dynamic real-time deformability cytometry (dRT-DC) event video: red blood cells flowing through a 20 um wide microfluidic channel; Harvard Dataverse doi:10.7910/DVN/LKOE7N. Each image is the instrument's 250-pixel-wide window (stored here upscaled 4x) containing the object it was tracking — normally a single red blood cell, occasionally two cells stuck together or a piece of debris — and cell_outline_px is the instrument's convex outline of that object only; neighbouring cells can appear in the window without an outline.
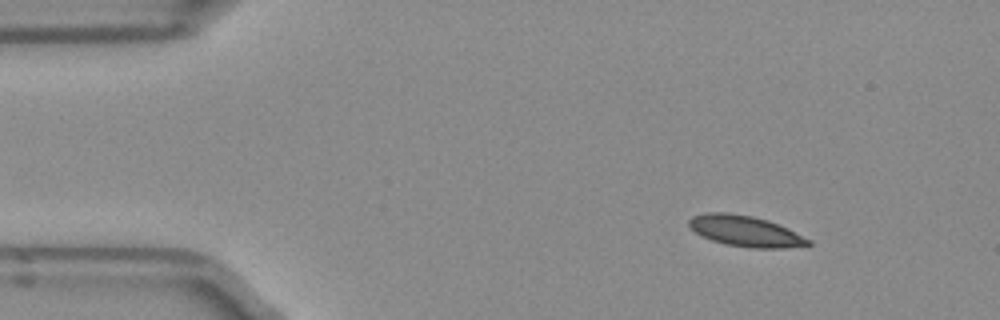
{"species": "Egyptian fruit bat (a non-hibernating species)", "species_latin": "Rousettus aegyptiacus", "temperature_condition": "room temperature", "stored_images_in_passage": 51, "camera_frame_rate_fps": 3000, "um_per_image_px": 0.085, "frame": {"image": 1, "passage_image": 6, "time_ms": 1.667, "image_size_px": [1000, 320], "cell_outline_px": [[812, 244], [780, 248], [752, 248], [728, 244], [712, 240], [696, 232], [688, 224], [688, 220], [692, 216], [708, 212], [728, 212], [752, 216], [768, 220], [812, 240]], "centroid_in_image_um": [63.35, 19.63], "position_along_channel_um": 21.7, "area_um2": 21.04}}
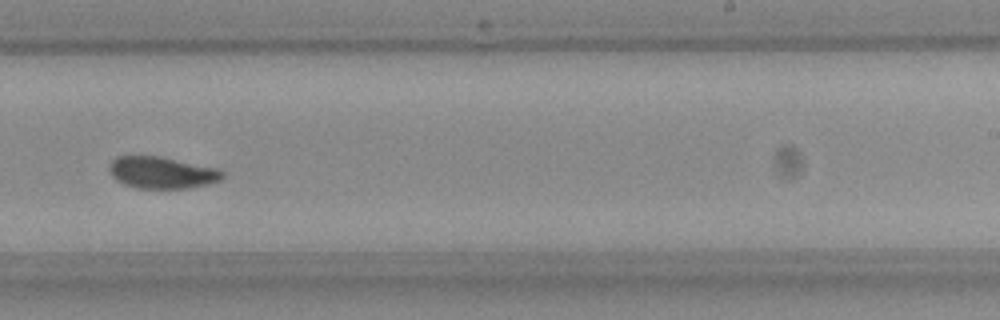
{"frame": {"image": 2, "passage_image": 31, "time_ms": 10.0, "image_size_px": [1000, 320], "cell_outline_px": [[224, 176], [220, 180], [208, 184], [188, 188], [136, 188], [124, 184], [116, 180], [112, 176], [108, 168], [112, 160], [116, 156], [160, 156], [220, 168], [224, 172]], "centroid_in_image_um": [13.78, 14.66], "position_along_channel_um": 275.2, "area_um2": 21.15}}
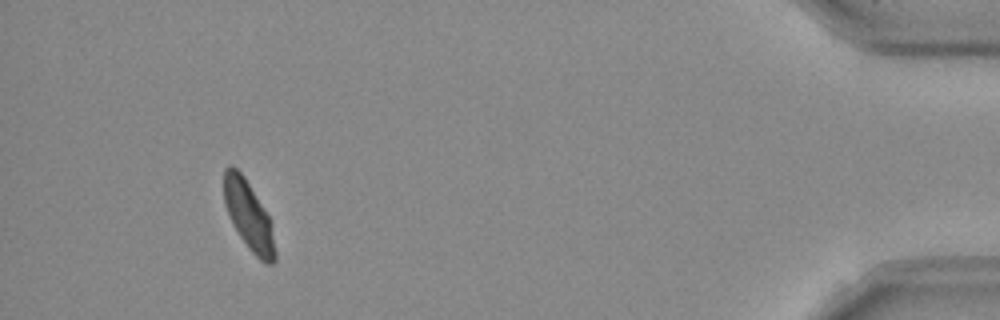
{"frame": {"image": 3, "passage_image": 47, "time_ms": 15.333, "image_size_px": [1000, 320], "cell_outline_px": [[276, 260], [272, 264], [264, 264], [248, 248], [240, 236], [228, 212], [224, 200], [224, 168], [232, 164], [244, 176], [268, 216], [276, 252]], "centroid_in_image_um": [21.13, 18.33], "position_along_channel_um": 414.1, "area_um2": 19.94}, "authors_computed_cell_mechanics": {"area_um2": 20.9236, "velocity_mm_per_s": 3.9288, "shape_relaxation_time_tau1_ms": 5.3123, "shape_relaxation_time_tau2_ms": 0.8886, "deformation_change_tau1": 0.1405, "deformation_change_tau2": 0.0423}}